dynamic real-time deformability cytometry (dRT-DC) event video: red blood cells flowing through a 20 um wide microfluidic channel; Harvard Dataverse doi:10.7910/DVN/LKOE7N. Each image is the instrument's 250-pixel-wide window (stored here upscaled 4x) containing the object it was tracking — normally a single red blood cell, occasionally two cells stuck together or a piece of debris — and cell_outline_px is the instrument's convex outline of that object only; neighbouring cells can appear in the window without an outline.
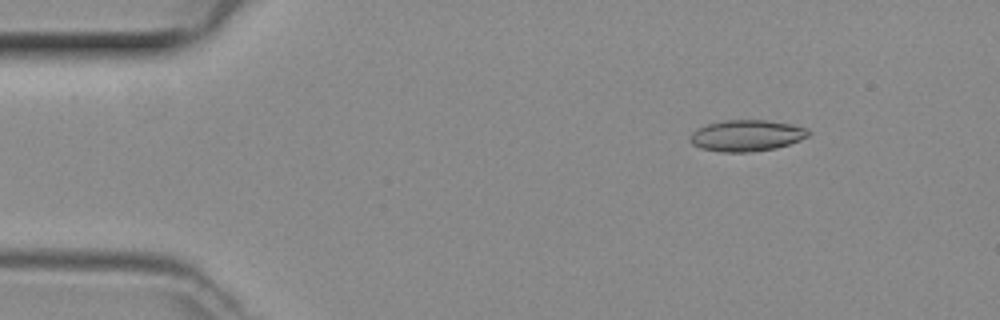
{"species": "common noctule bat (a hibernating species)", "species_latin": "Nyctalus noctula", "temperature_condition": "room temperature", "stored_images_in_passage": 49, "camera_frame_rate_fps": 3000, "um_per_image_px": 0.085, "animal": {"sex": "female", "body_mass_g": 29.2, "forearm_length_mm": 56.3}, "frame": {"image": 1, "passage_image": 7, "time_ms": 2.0, "image_size_px": [1000, 320], "cell_outline_px": [[812, 132], [808, 136], [800, 140], [776, 148], [748, 152], [720, 152], [700, 148], [692, 144], [688, 140], [688, 136], [696, 128], [708, 124], [724, 120], [768, 120], [792, 124], [808, 128]], "centroid_in_image_um": [63.44, 11.52], "position_along_channel_um": 21.6, "area_um2": 21.85}}
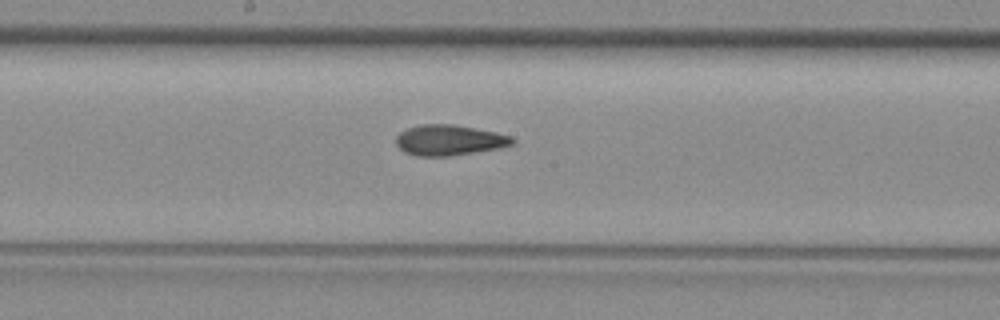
{"frame": {"image": 2, "passage_image": 26, "time_ms": 8.333, "image_size_px": [1000, 320], "cell_outline_px": [[516, 144], [500, 148], [448, 156], [416, 156], [404, 152], [396, 144], [396, 136], [400, 132], [408, 128], [420, 124], [452, 124], [496, 132], [512, 136], [516, 140]], "centroid_in_image_um": [38.21, 11.91], "position_along_channel_um": 210.0, "area_um2": 20.81}}
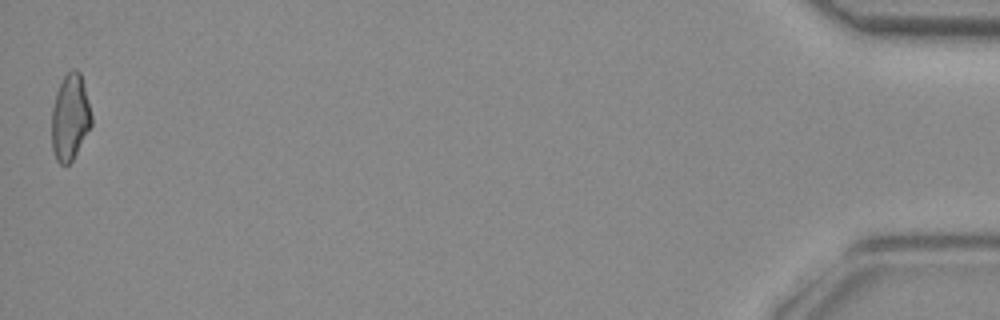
{"frame": {"image": 3, "passage_image": 49, "time_ms": 16.0, "image_size_px": [1000, 320], "cell_outline_px": [[92, 124], [72, 160], [68, 164], [60, 164], [56, 160], [52, 148], [52, 108], [56, 92], [64, 76], [72, 68], [76, 68], [80, 72], [92, 116]], "centroid_in_image_um": [5.95, 9.96], "position_along_channel_um": 429.3, "area_um2": 19.77}}